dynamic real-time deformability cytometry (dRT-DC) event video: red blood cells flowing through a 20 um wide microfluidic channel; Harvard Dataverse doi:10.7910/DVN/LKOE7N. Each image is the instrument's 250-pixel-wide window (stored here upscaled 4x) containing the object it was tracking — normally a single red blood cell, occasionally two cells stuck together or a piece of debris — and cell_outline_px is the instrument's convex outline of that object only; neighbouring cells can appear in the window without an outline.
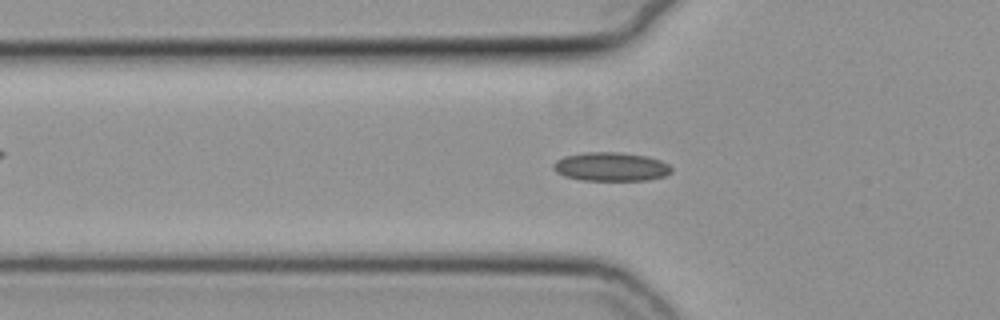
{"species": "common noctule bat (a hibernating species)", "species_latin": "Nyctalus noctula", "temperature_condition": "cold", "stored_images_in_passage": 51, "camera_frame_rate_fps": 3000, "um_per_image_px": 0.085, "animal": {"sex": "female", "body_mass_g": 19.3, "forearm_length_mm": 54.1}, "frame": {"image": 1, "passage_image": 19, "time_ms": 6.0, "image_size_px": [1000, 320], "cell_outline_px": [[672, 172], [664, 176], [648, 180], [580, 180], [564, 176], [556, 172], [552, 168], [552, 164], [556, 160], [564, 156], [588, 152], [620, 152], [644, 156], [660, 160], [668, 164], [672, 168]], "centroid_in_image_um": [51.9, 14.17], "position_along_channel_um": 73.9, "area_um2": 19.83}}
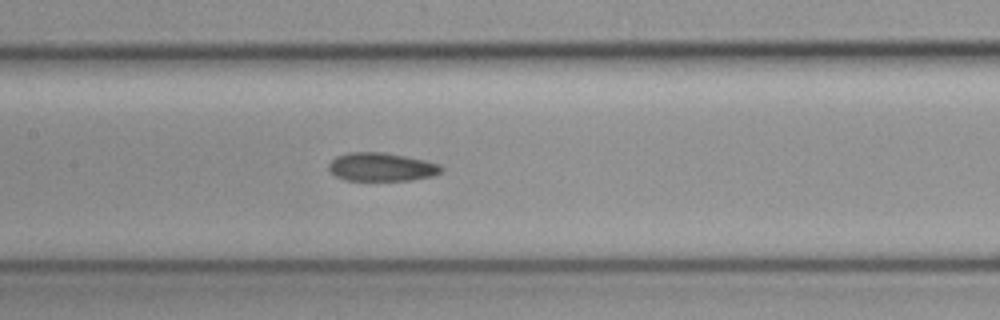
{"frame": {"image": 2, "passage_image": 27, "time_ms": 8.667, "image_size_px": [1000, 320], "cell_outline_px": [[444, 168], [440, 172], [432, 176], [412, 180], [344, 180], [336, 176], [328, 168], [328, 164], [336, 156], [348, 152], [380, 152], [404, 156], [424, 160], [440, 164]], "centroid_in_image_um": [32.41, 14.19], "position_along_channel_um": 175.0, "area_um2": 18.55}}
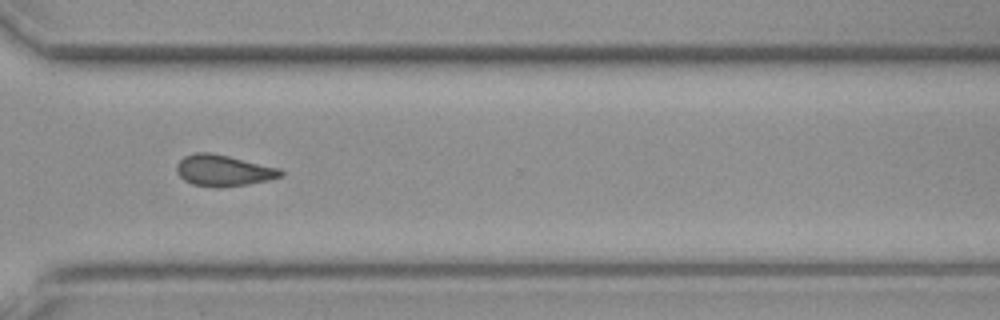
{"frame": {"image": 3, "passage_image": 41, "time_ms": 13.333, "image_size_px": [1000, 320], "cell_outline_px": [[284, 176], [268, 180], [248, 184], [220, 188], [216, 188], [192, 184], [184, 180], [176, 172], [176, 164], [184, 156], [192, 152], [212, 152], [280, 168], [284, 172]], "centroid_in_image_um": [18.98, 14.49], "position_along_channel_um": 351.6, "area_um2": 19.25}}